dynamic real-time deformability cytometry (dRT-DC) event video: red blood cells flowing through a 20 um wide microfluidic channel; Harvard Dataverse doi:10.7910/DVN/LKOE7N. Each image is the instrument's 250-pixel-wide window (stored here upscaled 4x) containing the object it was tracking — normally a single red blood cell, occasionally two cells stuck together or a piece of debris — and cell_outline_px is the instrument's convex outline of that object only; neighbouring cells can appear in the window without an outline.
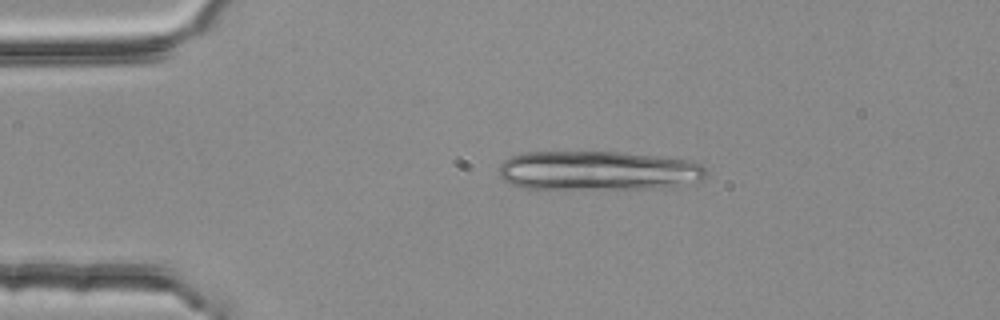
{"species": "common noctule bat (a hibernating species)", "species_latin": "Nyctalus noctula", "temperature_condition": "room temperature", "stored_images_in_passage": 3, "camera_frame_rate_fps": 3000, "um_per_image_px": 0.085, "animal": {"sex": "female", "body_mass_g": 25.1}, "frame": {"image": 1, "passage_image": 2, "time_ms": 0.333, "image_size_px": [1000, 320], "cell_outline_px": [[708, 176], [700, 180], [684, 184], [664, 188], [524, 188], [512, 184], [504, 180], [500, 176], [500, 164], [504, 160], [512, 156], [524, 152], [624, 152], [696, 160], [704, 164], [708, 168]], "centroid_in_image_um": [50.94, 14.49], "position_along_channel_um": 34.1, "area_um2": 47.86}}